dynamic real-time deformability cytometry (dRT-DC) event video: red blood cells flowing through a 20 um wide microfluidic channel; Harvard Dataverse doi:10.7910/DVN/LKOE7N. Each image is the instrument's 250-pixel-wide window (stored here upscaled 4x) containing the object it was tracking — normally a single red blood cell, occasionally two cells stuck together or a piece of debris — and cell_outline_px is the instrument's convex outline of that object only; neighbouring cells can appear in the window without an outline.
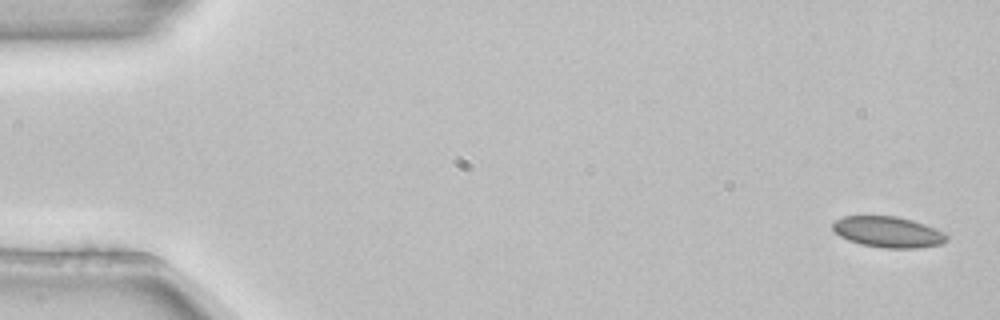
{"species": "common noctule bat (a hibernating species)", "species_latin": "Nyctalus noctula", "temperature_condition": "room temperature", "stored_images_in_passage": 4, "camera_frame_rate_fps": 3000, "um_per_image_px": 0.085, "animal": {"sex": "female", "body_mass_g": 22.7, "forearm_length_mm": 54.2}, "frame": {"image": 1, "passage_image": 1, "time_ms": 0.0, "image_size_px": [1000, 320], "cell_outline_px": [[948, 240], [944, 244], [916, 248], [884, 248], [860, 244], [848, 240], [840, 236], [832, 228], [832, 224], [836, 220], [844, 216], [896, 216], [912, 220], [936, 228], [944, 232], [948, 236]], "centroid_in_image_um": [75.52, 19.72], "position_along_channel_um": 9.5, "area_um2": 20.63}}
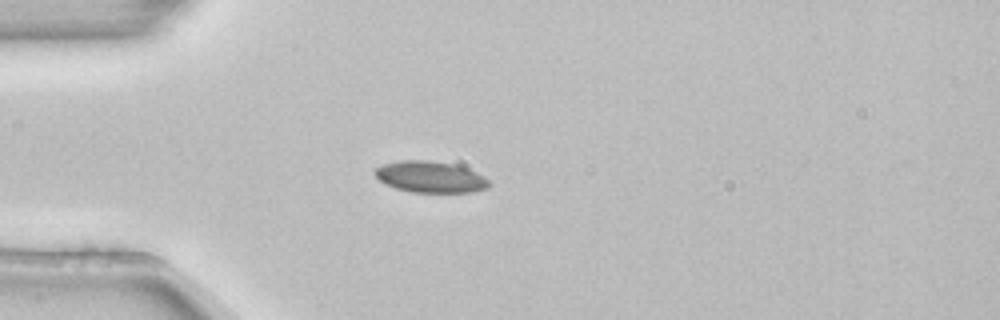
{"frame": {"image": 2, "passage_image": 4, "time_ms": 1.0, "image_size_px": [1000, 320], "cell_outline_px": [[488, 188], [472, 192], [412, 192], [396, 188], [380, 180], [376, 176], [376, 168], [384, 164], [400, 160], [428, 160], [452, 164], [476, 172], [484, 176], [488, 180]], "centroid_in_image_um": [36.59, 15.04], "position_along_channel_um": 48.4, "area_um2": 20.46}}